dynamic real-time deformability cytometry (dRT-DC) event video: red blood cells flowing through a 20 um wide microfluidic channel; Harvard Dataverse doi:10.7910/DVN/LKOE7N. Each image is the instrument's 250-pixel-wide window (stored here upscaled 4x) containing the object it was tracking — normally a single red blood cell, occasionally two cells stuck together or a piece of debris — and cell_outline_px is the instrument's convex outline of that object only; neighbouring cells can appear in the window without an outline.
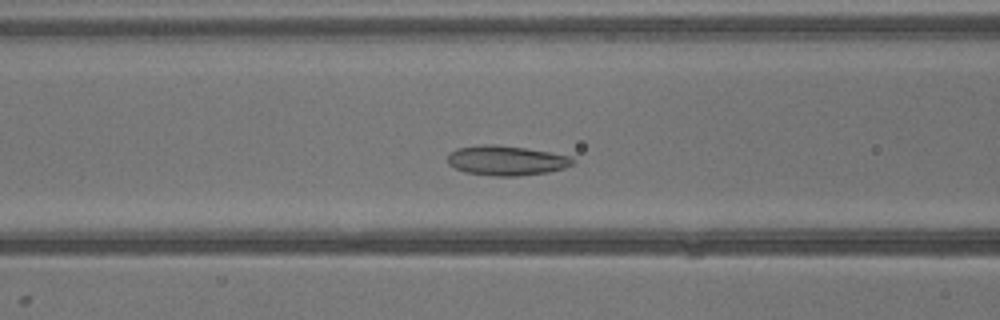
{"species": "common noctule bat (a hibernating species)", "species_latin": "Nyctalus noctula", "temperature_condition": "warm", "stored_images_in_passage": 30, "camera_frame_rate_fps": 3000, "um_per_image_px": 0.085, "animal": {"sex": "male", "body_mass_g": 13.3}, "frame": {"image": 1, "passage_image": 6, "time_ms": 1.667, "image_size_px": [1000, 320], "cell_outline_px": [[576, 160], [572, 164], [564, 168], [548, 172], [516, 176], [492, 176], [464, 172], [448, 164], [448, 152], [456, 148], [484, 144], [492, 144], [524, 148], [572, 156]], "centroid_in_image_um": [43.02, 13.64], "position_along_channel_um": 123.6, "area_um2": 21.73}}
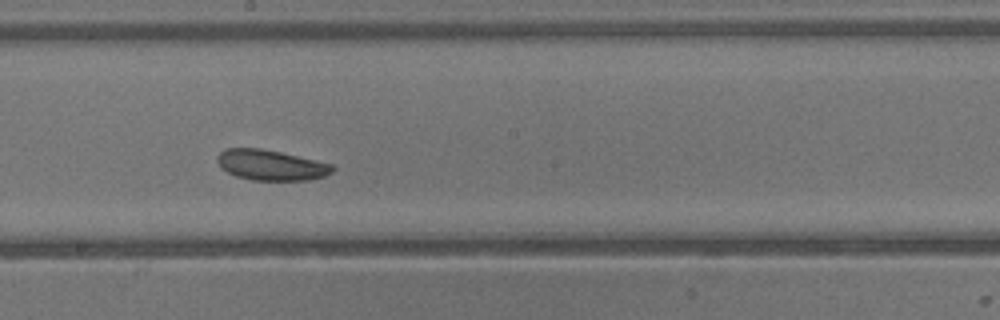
{"frame": {"image": 2, "passage_image": 12, "time_ms": 3.667, "image_size_px": [1000, 320], "cell_outline_px": [[336, 168], [332, 172], [324, 176], [308, 180], [252, 180], [236, 176], [220, 168], [216, 160], [216, 156], [224, 148], [260, 148], [280, 152], [332, 164]], "centroid_in_image_um": [22.99, 14.03], "position_along_channel_um": 225.2, "area_um2": 20.46}}
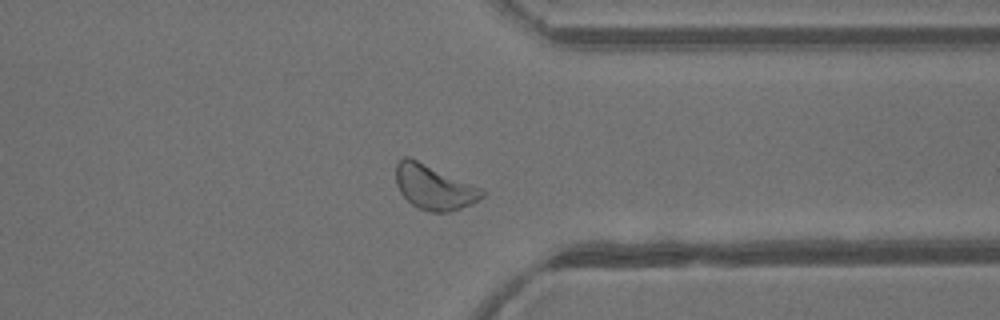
{"frame": {"image": 3, "passage_image": 21, "time_ms": 6.667, "image_size_px": [1000, 320], "cell_outline_px": [[484, 196], [472, 204], [448, 212], [428, 212], [416, 208], [400, 192], [396, 184], [396, 164], [404, 156], [408, 156], [484, 188]], "centroid_in_image_um": [36.9, 15.91], "position_along_channel_um": 374.5, "area_um2": 22.6}}